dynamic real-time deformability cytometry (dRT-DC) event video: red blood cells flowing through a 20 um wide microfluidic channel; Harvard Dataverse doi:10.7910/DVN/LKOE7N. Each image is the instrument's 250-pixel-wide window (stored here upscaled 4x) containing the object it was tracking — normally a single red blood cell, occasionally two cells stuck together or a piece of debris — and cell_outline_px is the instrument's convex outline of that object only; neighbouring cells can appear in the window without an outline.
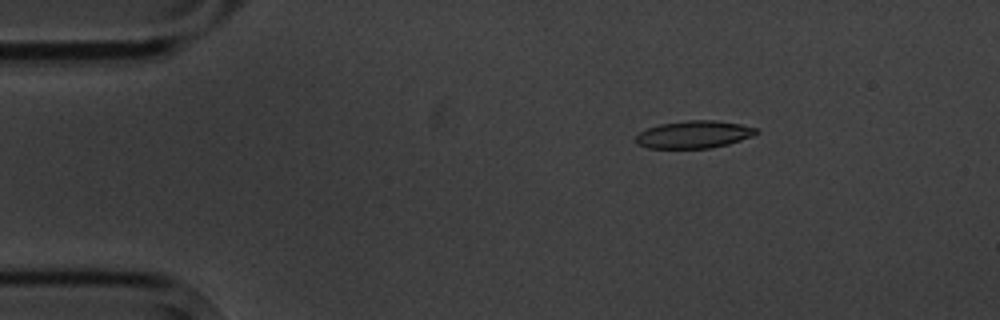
{"species": "common noctule bat (a hibernating species)", "species_latin": "Nyctalus noctula", "temperature_condition": "cold", "stored_images_in_passage": 4, "camera_frame_rate_fps": 3000, "um_per_image_px": 0.085, "animal": {"sex": "male", "body_mass_g": 20.1, "forearm_length_mm": 53.5}, "frame": {"image": 1, "passage_image": 3, "time_ms": 2.333, "image_size_px": [1000, 320], "cell_outline_px": [[760, 132], [752, 136], [728, 144], [712, 148], [648, 148], [636, 144], [636, 136], [640, 132], [648, 128], [660, 124], [688, 120], [716, 120], [740, 124], [760, 128]], "centroid_in_image_um": [59.02, 11.43], "position_along_channel_um": 26.0, "area_um2": 19.36}}